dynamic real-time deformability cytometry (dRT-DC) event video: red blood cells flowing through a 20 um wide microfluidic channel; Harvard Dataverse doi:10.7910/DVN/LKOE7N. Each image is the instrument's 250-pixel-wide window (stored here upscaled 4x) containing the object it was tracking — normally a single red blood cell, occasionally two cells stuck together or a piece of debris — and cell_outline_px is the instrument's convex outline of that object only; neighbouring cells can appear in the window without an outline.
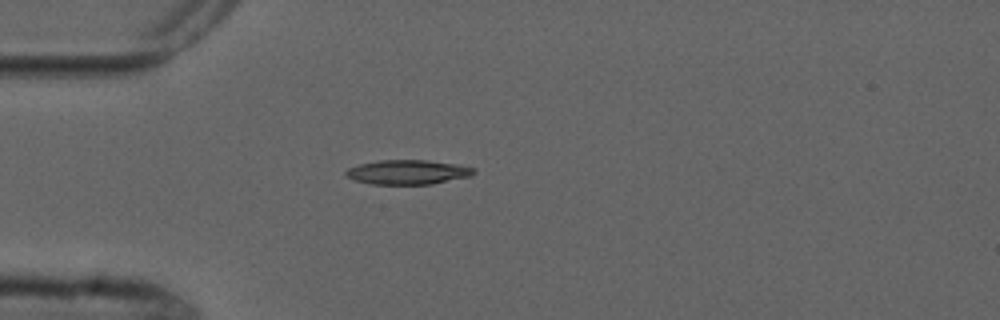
{"species": "common noctule bat (a hibernating species)", "species_latin": "Nyctalus noctula", "temperature_condition": "cold", "stored_images_in_passage": 3, "camera_frame_rate_fps": 3000, "um_per_image_px": 0.085, "animal": {"sex": "male", "forearm_length_mm": 52.5}, "frame": {"image": 1, "passage_image": 3, "time_ms": 3.333, "image_size_px": [1000, 320], "cell_outline_px": [[476, 172], [472, 176], [432, 184], [372, 184], [356, 180], [348, 176], [344, 172], [348, 168], [360, 164], [380, 160], [428, 160], [456, 164], [476, 168]], "centroid_in_image_um": [34.72, 14.63], "position_along_channel_um": 50.3, "area_um2": 18.21}}